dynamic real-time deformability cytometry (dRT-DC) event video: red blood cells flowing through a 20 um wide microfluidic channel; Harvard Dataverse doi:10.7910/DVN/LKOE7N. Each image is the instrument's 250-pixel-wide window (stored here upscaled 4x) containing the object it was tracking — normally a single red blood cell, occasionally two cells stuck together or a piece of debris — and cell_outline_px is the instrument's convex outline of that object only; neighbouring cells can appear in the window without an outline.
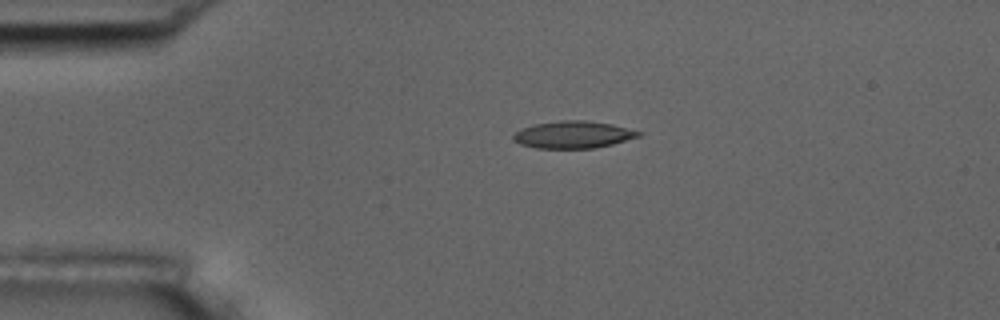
{"species": "common noctule bat (a hibernating species)", "species_latin": "Nyctalus noctula", "temperature_condition": "room temperature", "stored_images_in_passage": 8, "camera_frame_rate_fps": 3000, "um_per_image_px": 0.085, "animal": {"sex": "male", "body_mass_g": 17.5, "forearm_length_mm": 52.3}, "frame": {"image": 1, "passage_image": 4, "time_ms": 3.667, "image_size_px": [1000, 320], "cell_outline_px": [[644, 132], [640, 136], [612, 144], [596, 148], [536, 148], [520, 144], [512, 140], [512, 136], [520, 128], [532, 124], [560, 120], [584, 120], [612, 124]], "centroid_in_image_um": [48.7, 11.44], "position_along_channel_um": 36.3, "area_um2": 20.0}}
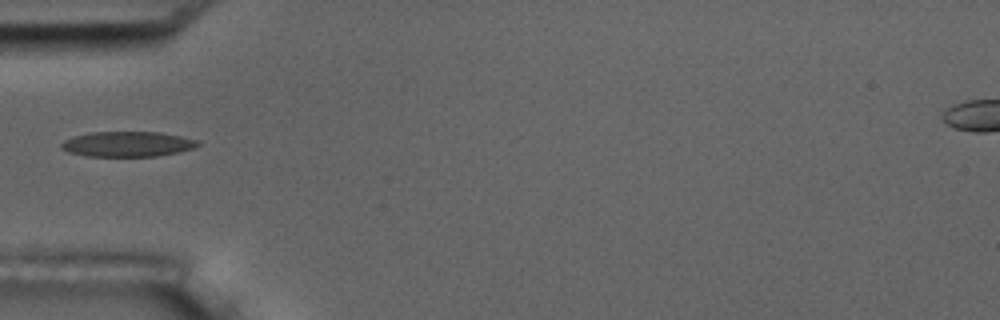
{"frame": {"image": 2, "passage_image": 5, "time_ms": 5.667, "image_size_px": [1000, 320], "cell_outline_px": [[200, 144], [196, 148], [180, 152], [156, 156], [88, 156], [68, 152], [60, 148], [60, 144], [64, 140], [72, 136], [92, 132], [160, 132], [200, 140]], "centroid_in_image_um": [10.86, 12.24], "position_along_channel_um": 74.1, "area_um2": 20.23}}
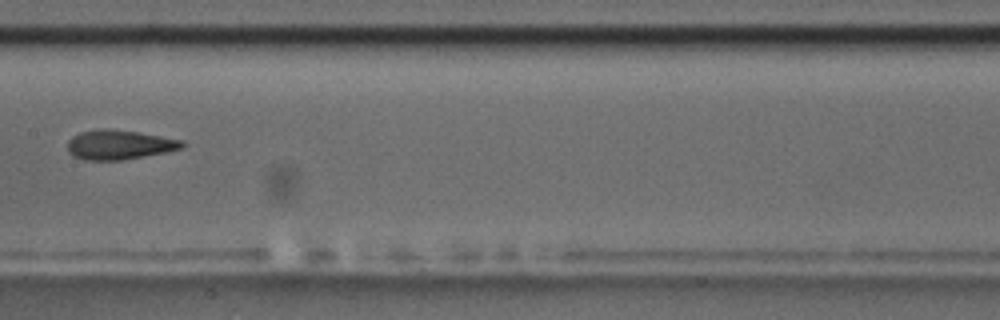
{"frame": {"image": 3, "passage_image": 8, "time_ms": 9.0, "image_size_px": [1000, 320], "cell_outline_px": [[188, 144], [184, 148], [168, 152], [120, 160], [84, 160], [72, 156], [68, 152], [68, 140], [72, 136], [80, 132], [100, 128], [108, 128], [136, 132], [184, 140]], "centroid_in_image_um": [10.16, 12.3], "position_along_channel_um": 197.2, "area_um2": 19.94}}